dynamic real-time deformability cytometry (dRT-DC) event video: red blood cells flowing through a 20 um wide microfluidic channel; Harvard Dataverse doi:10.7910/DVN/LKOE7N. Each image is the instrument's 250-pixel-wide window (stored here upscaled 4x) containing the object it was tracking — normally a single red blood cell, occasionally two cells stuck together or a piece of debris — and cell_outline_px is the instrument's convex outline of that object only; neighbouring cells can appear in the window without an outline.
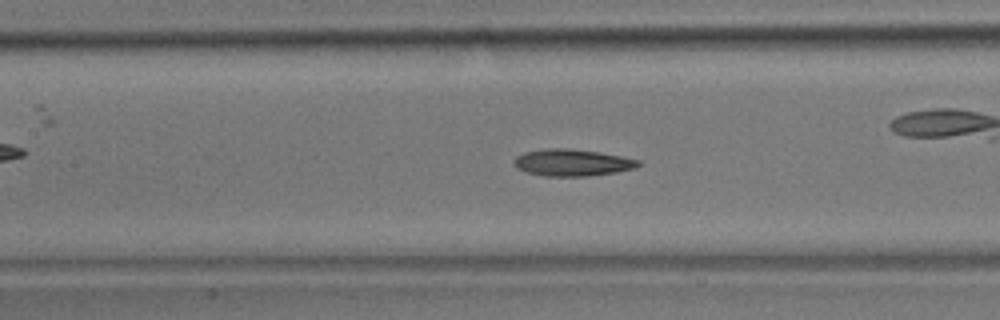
{"species": "common noctule bat (a hibernating species)", "species_latin": "Nyctalus noctula", "temperature_condition": "room temperature", "stored_images_in_passage": 44, "camera_frame_rate_fps": 3000, "um_per_image_px": 0.085, "animal": {"sex": "male", "body_mass_g": 17.9}, "frame": {"image": 1, "passage_image": 19, "time_ms": 6.0, "image_size_px": [1000, 320], "cell_outline_px": [[640, 164], [636, 168], [616, 172], [584, 176], [544, 176], [528, 172], [516, 168], [512, 164], [512, 160], [516, 156], [524, 152], [548, 148], [568, 148], [600, 152], [640, 160]], "centroid_in_image_um": [48.6, 13.81], "position_along_channel_um": 158.8, "area_um2": 19.48}}